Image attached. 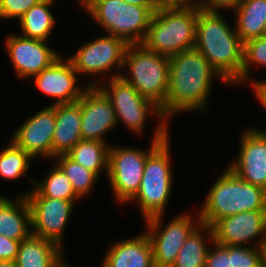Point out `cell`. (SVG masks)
Returning <instances> with one entry per match:
<instances>
[{"label": "cell", "mask_w": 266, "mask_h": 267, "mask_svg": "<svg viewBox=\"0 0 266 267\" xmlns=\"http://www.w3.org/2000/svg\"><path fill=\"white\" fill-rule=\"evenodd\" d=\"M214 76L226 82L196 48L170 57L167 100L160 109L164 119L183 111L205 110Z\"/></svg>", "instance_id": "6da1fadb"}, {"label": "cell", "mask_w": 266, "mask_h": 267, "mask_svg": "<svg viewBox=\"0 0 266 267\" xmlns=\"http://www.w3.org/2000/svg\"><path fill=\"white\" fill-rule=\"evenodd\" d=\"M219 11L198 9L195 48L230 84L241 83L244 43Z\"/></svg>", "instance_id": "7a4b0ae2"}, {"label": "cell", "mask_w": 266, "mask_h": 267, "mask_svg": "<svg viewBox=\"0 0 266 267\" xmlns=\"http://www.w3.org/2000/svg\"><path fill=\"white\" fill-rule=\"evenodd\" d=\"M199 8L197 5H160L141 44L168 58L195 48Z\"/></svg>", "instance_id": "3957f363"}, {"label": "cell", "mask_w": 266, "mask_h": 267, "mask_svg": "<svg viewBox=\"0 0 266 267\" xmlns=\"http://www.w3.org/2000/svg\"><path fill=\"white\" fill-rule=\"evenodd\" d=\"M204 201L199 218L201 224L211 227L226 216L266 210V190L244 181L227 167L210 188Z\"/></svg>", "instance_id": "277c9868"}, {"label": "cell", "mask_w": 266, "mask_h": 267, "mask_svg": "<svg viewBox=\"0 0 266 267\" xmlns=\"http://www.w3.org/2000/svg\"><path fill=\"white\" fill-rule=\"evenodd\" d=\"M149 150L129 147L109 148L108 178L114 195L120 203L130 202L139 191L148 154L167 136V121L159 119Z\"/></svg>", "instance_id": "5b68a950"}, {"label": "cell", "mask_w": 266, "mask_h": 267, "mask_svg": "<svg viewBox=\"0 0 266 267\" xmlns=\"http://www.w3.org/2000/svg\"><path fill=\"white\" fill-rule=\"evenodd\" d=\"M130 77L121 75L141 96L160 109L167 100L169 86V58L148 50L143 44H129L124 55V66Z\"/></svg>", "instance_id": "8992f818"}, {"label": "cell", "mask_w": 266, "mask_h": 267, "mask_svg": "<svg viewBox=\"0 0 266 267\" xmlns=\"http://www.w3.org/2000/svg\"><path fill=\"white\" fill-rule=\"evenodd\" d=\"M159 7L131 5L123 0H96L85 10L107 34L137 44L145 39L153 13Z\"/></svg>", "instance_id": "52a82bcc"}, {"label": "cell", "mask_w": 266, "mask_h": 267, "mask_svg": "<svg viewBox=\"0 0 266 267\" xmlns=\"http://www.w3.org/2000/svg\"><path fill=\"white\" fill-rule=\"evenodd\" d=\"M169 141L167 136L148 154L139 191L130 201L137 202L145 220L163 215L172 192Z\"/></svg>", "instance_id": "ba28073f"}, {"label": "cell", "mask_w": 266, "mask_h": 267, "mask_svg": "<svg viewBox=\"0 0 266 267\" xmlns=\"http://www.w3.org/2000/svg\"><path fill=\"white\" fill-rule=\"evenodd\" d=\"M107 86H101L99 81L87 85H97L109 98L115 112L116 122L122 121L129 130L141 133L148 115L152 114L159 119H164L162 112L151 100L141 96L140 93L122 76L115 73L110 78ZM99 84V85H98Z\"/></svg>", "instance_id": "9c48e42d"}, {"label": "cell", "mask_w": 266, "mask_h": 267, "mask_svg": "<svg viewBox=\"0 0 266 267\" xmlns=\"http://www.w3.org/2000/svg\"><path fill=\"white\" fill-rule=\"evenodd\" d=\"M161 217L158 215L146 220V233L153 249L154 267H171L184 242L201 221L199 216L195 221L189 214L177 215L162 230Z\"/></svg>", "instance_id": "30bf717a"}, {"label": "cell", "mask_w": 266, "mask_h": 267, "mask_svg": "<svg viewBox=\"0 0 266 267\" xmlns=\"http://www.w3.org/2000/svg\"><path fill=\"white\" fill-rule=\"evenodd\" d=\"M128 45L123 38L109 34L82 45L75 55L68 59L78 75L103 74L114 66L124 67V55Z\"/></svg>", "instance_id": "8fae6325"}, {"label": "cell", "mask_w": 266, "mask_h": 267, "mask_svg": "<svg viewBox=\"0 0 266 267\" xmlns=\"http://www.w3.org/2000/svg\"><path fill=\"white\" fill-rule=\"evenodd\" d=\"M31 213L32 234L51 241L61 249L64 228L76 200L50 197H25ZM33 229V230H32Z\"/></svg>", "instance_id": "7c38bea8"}, {"label": "cell", "mask_w": 266, "mask_h": 267, "mask_svg": "<svg viewBox=\"0 0 266 267\" xmlns=\"http://www.w3.org/2000/svg\"><path fill=\"white\" fill-rule=\"evenodd\" d=\"M213 239L222 245L246 246L257 238V247H266V210L244 211L217 220L212 226ZM263 236V237H262Z\"/></svg>", "instance_id": "4fadbf2b"}, {"label": "cell", "mask_w": 266, "mask_h": 267, "mask_svg": "<svg viewBox=\"0 0 266 267\" xmlns=\"http://www.w3.org/2000/svg\"><path fill=\"white\" fill-rule=\"evenodd\" d=\"M81 135L106 142L104 135L117 125L111 101L97 85H88L80 97Z\"/></svg>", "instance_id": "5bb4252c"}, {"label": "cell", "mask_w": 266, "mask_h": 267, "mask_svg": "<svg viewBox=\"0 0 266 267\" xmlns=\"http://www.w3.org/2000/svg\"><path fill=\"white\" fill-rule=\"evenodd\" d=\"M6 49L18 77L28 78L39 74L60 57L46 41L11 35L5 39Z\"/></svg>", "instance_id": "9a60e30c"}, {"label": "cell", "mask_w": 266, "mask_h": 267, "mask_svg": "<svg viewBox=\"0 0 266 267\" xmlns=\"http://www.w3.org/2000/svg\"><path fill=\"white\" fill-rule=\"evenodd\" d=\"M241 138L239 157L228 167L244 181L266 190V134L249 128Z\"/></svg>", "instance_id": "2e32d148"}, {"label": "cell", "mask_w": 266, "mask_h": 267, "mask_svg": "<svg viewBox=\"0 0 266 267\" xmlns=\"http://www.w3.org/2000/svg\"><path fill=\"white\" fill-rule=\"evenodd\" d=\"M56 121L54 104L42 109L20 126L11 140L32 158L53 157L52 140Z\"/></svg>", "instance_id": "e0dca14e"}, {"label": "cell", "mask_w": 266, "mask_h": 267, "mask_svg": "<svg viewBox=\"0 0 266 267\" xmlns=\"http://www.w3.org/2000/svg\"><path fill=\"white\" fill-rule=\"evenodd\" d=\"M77 71L69 59L63 60L62 55L50 66L34 75V84L47 96L56 99L54 105L77 101L87 86H77Z\"/></svg>", "instance_id": "ac0fdd59"}, {"label": "cell", "mask_w": 266, "mask_h": 267, "mask_svg": "<svg viewBox=\"0 0 266 267\" xmlns=\"http://www.w3.org/2000/svg\"><path fill=\"white\" fill-rule=\"evenodd\" d=\"M104 257L101 267H154L153 249L146 231L112 244Z\"/></svg>", "instance_id": "d6986e66"}, {"label": "cell", "mask_w": 266, "mask_h": 267, "mask_svg": "<svg viewBox=\"0 0 266 267\" xmlns=\"http://www.w3.org/2000/svg\"><path fill=\"white\" fill-rule=\"evenodd\" d=\"M56 121L52 140V153L67 154L82 140L80 98L73 103L56 104Z\"/></svg>", "instance_id": "ffe728a7"}, {"label": "cell", "mask_w": 266, "mask_h": 267, "mask_svg": "<svg viewBox=\"0 0 266 267\" xmlns=\"http://www.w3.org/2000/svg\"><path fill=\"white\" fill-rule=\"evenodd\" d=\"M17 198L13 202L0 195V235L23 241L32 234L31 213L25 196Z\"/></svg>", "instance_id": "44dd1931"}, {"label": "cell", "mask_w": 266, "mask_h": 267, "mask_svg": "<svg viewBox=\"0 0 266 267\" xmlns=\"http://www.w3.org/2000/svg\"><path fill=\"white\" fill-rule=\"evenodd\" d=\"M62 255L59 246L31 234L21 241L14 263L16 267H55L64 260Z\"/></svg>", "instance_id": "7402d4cb"}, {"label": "cell", "mask_w": 266, "mask_h": 267, "mask_svg": "<svg viewBox=\"0 0 266 267\" xmlns=\"http://www.w3.org/2000/svg\"><path fill=\"white\" fill-rule=\"evenodd\" d=\"M236 33L241 41L263 36L266 21V0H242L235 9Z\"/></svg>", "instance_id": "603a6c76"}, {"label": "cell", "mask_w": 266, "mask_h": 267, "mask_svg": "<svg viewBox=\"0 0 266 267\" xmlns=\"http://www.w3.org/2000/svg\"><path fill=\"white\" fill-rule=\"evenodd\" d=\"M52 4L54 0H42L19 19L22 36L48 41L55 24V18L49 10Z\"/></svg>", "instance_id": "cb8c5ba5"}, {"label": "cell", "mask_w": 266, "mask_h": 267, "mask_svg": "<svg viewBox=\"0 0 266 267\" xmlns=\"http://www.w3.org/2000/svg\"><path fill=\"white\" fill-rule=\"evenodd\" d=\"M203 232L206 233L207 237L204 238ZM206 238L214 241L212 228L200 224L188 236L171 267H205V261L209 251L205 242Z\"/></svg>", "instance_id": "d4e9b609"}, {"label": "cell", "mask_w": 266, "mask_h": 267, "mask_svg": "<svg viewBox=\"0 0 266 267\" xmlns=\"http://www.w3.org/2000/svg\"><path fill=\"white\" fill-rule=\"evenodd\" d=\"M109 148L107 142L82 139L67 155L100 177L101 169L108 174Z\"/></svg>", "instance_id": "484cf974"}, {"label": "cell", "mask_w": 266, "mask_h": 267, "mask_svg": "<svg viewBox=\"0 0 266 267\" xmlns=\"http://www.w3.org/2000/svg\"><path fill=\"white\" fill-rule=\"evenodd\" d=\"M34 188L25 197H50L64 200H78L80 197L72 188L69 178L64 171L56 164L53 166L48 176L42 182L37 183L32 180Z\"/></svg>", "instance_id": "4316f807"}, {"label": "cell", "mask_w": 266, "mask_h": 267, "mask_svg": "<svg viewBox=\"0 0 266 267\" xmlns=\"http://www.w3.org/2000/svg\"><path fill=\"white\" fill-rule=\"evenodd\" d=\"M54 159L58 161L56 164L69 178L73 190L80 198L91 192L95 181L99 179L96 173L75 162L67 154L58 155Z\"/></svg>", "instance_id": "83f0119b"}, {"label": "cell", "mask_w": 266, "mask_h": 267, "mask_svg": "<svg viewBox=\"0 0 266 267\" xmlns=\"http://www.w3.org/2000/svg\"><path fill=\"white\" fill-rule=\"evenodd\" d=\"M8 144L2 152L0 150V176L6 180H16L23 174L26 175L33 158L12 140Z\"/></svg>", "instance_id": "f1b7e54d"}, {"label": "cell", "mask_w": 266, "mask_h": 267, "mask_svg": "<svg viewBox=\"0 0 266 267\" xmlns=\"http://www.w3.org/2000/svg\"><path fill=\"white\" fill-rule=\"evenodd\" d=\"M230 245V267H266V247Z\"/></svg>", "instance_id": "f546056e"}, {"label": "cell", "mask_w": 266, "mask_h": 267, "mask_svg": "<svg viewBox=\"0 0 266 267\" xmlns=\"http://www.w3.org/2000/svg\"><path fill=\"white\" fill-rule=\"evenodd\" d=\"M252 64L266 68V36L252 38L244 43L241 84L248 79Z\"/></svg>", "instance_id": "4dcf8cb0"}, {"label": "cell", "mask_w": 266, "mask_h": 267, "mask_svg": "<svg viewBox=\"0 0 266 267\" xmlns=\"http://www.w3.org/2000/svg\"><path fill=\"white\" fill-rule=\"evenodd\" d=\"M42 0H0V19H20L32 6Z\"/></svg>", "instance_id": "1f68e13d"}, {"label": "cell", "mask_w": 266, "mask_h": 267, "mask_svg": "<svg viewBox=\"0 0 266 267\" xmlns=\"http://www.w3.org/2000/svg\"><path fill=\"white\" fill-rule=\"evenodd\" d=\"M214 249L208 251L205 267H230V245H222L215 241Z\"/></svg>", "instance_id": "d6a6232c"}, {"label": "cell", "mask_w": 266, "mask_h": 267, "mask_svg": "<svg viewBox=\"0 0 266 267\" xmlns=\"http://www.w3.org/2000/svg\"><path fill=\"white\" fill-rule=\"evenodd\" d=\"M21 241L0 235V261H15Z\"/></svg>", "instance_id": "836d02e7"}, {"label": "cell", "mask_w": 266, "mask_h": 267, "mask_svg": "<svg viewBox=\"0 0 266 267\" xmlns=\"http://www.w3.org/2000/svg\"><path fill=\"white\" fill-rule=\"evenodd\" d=\"M242 0H202L199 7L209 11L235 10Z\"/></svg>", "instance_id": "e575fe53"}, {"label": "cell", "mask_w": 266, "mask_h": 267, "mask_svg": "<svg viewBox=\"0 0 266 267\" xmlns=\"http://www.w3.org/2000/svg\"><path fill=\"white\" fill-rule=\"evenodd\" d=\"M254 94H256L257 100L266 109V81L252 82Z\"/></svg>", "instance_id": "d590c367"}, {"label": "cell", "mask_w": 266, "mask_h": 267, "mask_svg": "<svg viewBox=\"0 0 266 267\" xmlns=\"http://www.w3.org/2000/svg\"><path fill=\"white\" fill-rule=\"evenodd\" d=\"M127 4L139 6H160L159 0H123Z\"/></svg>", "instance_id": "8d00e7d4"}, {"label": "cell", "mask_w": 266, "mask_h": 267, "mask_svg": "<svg viewBox=\"0 0 266 267\" xmlns=\"http://www.w3.org/2000/svg\"><path fill=\"white\" fill-rule=\"evenodd\" d=\"M161 5H187V0H159Z\"/></svg>", "instance_id": "74e56055"}, {"label": "cell", "mask_w": 266, "mask_h": 267, "mask_svg": "<svg viewBox=\"0 0 266 267\" xmlns=\"http://www.w3.org/2000/svg\"><path fill=\"white\" fill-rule=\"evenodd\" d=\"M0 267H16L13 261H0Z\"/></svg>", "instance_id": "f35d334b"}, {"label": "cell", "mask_w": 266, "mask_h": 267, "mask_svg": "<svg viewBox=\"0 0 266 267\" xmlns=\"http://www.w3.org/2000/svg\"><path fill=\"white\" fill-rule=\"evenodd\" d=\"M78 1H79V4L81 3L84 6V9H86L96 0H78Z\"/></svg>", "instance_id": "ab89813d"}, {"label": "cell", "mask_w": 266, "mask_h": 267, "mask_svg": "<svg viewBox=\"0 0 266 267\" xmlns=\"http://www.w3.org/2000/svg\"><path fill=\"white\" fill-rule=\"evenodd\" d=\"M199 3H201V0L197 1V0H187V5H199Z\"/></svg>", "instance_id": "60d3db41"}, {"label": "cell", "mask_w": 266, "mask_h": 267, "mask_svg": "<svg viewBox=\"0 0 266 267\" xmlns=\"http://www.w3.org/2000/svg\"><path fill=\"white\" fill-rule=\"evenodd\" d=\"M55 267H69V265H66L65 262H63V260L58 263Z\"/></svg>", "instance_id": "b9f144b4"}, {"label": "cell", "mask_w": 266, "mask_h": 267, "mask_svg": "<svg viewBox=\"0 0 266 267\" xmlns=\"http://www.w3.org/2000/svg\"><path fill=\"white\" fill-rule=\"evenodd\" d=\"M263 36H266V21H265V24H264Z\"/></svg>", "instance_id": "7bdbcfd3"}]
</instances>
